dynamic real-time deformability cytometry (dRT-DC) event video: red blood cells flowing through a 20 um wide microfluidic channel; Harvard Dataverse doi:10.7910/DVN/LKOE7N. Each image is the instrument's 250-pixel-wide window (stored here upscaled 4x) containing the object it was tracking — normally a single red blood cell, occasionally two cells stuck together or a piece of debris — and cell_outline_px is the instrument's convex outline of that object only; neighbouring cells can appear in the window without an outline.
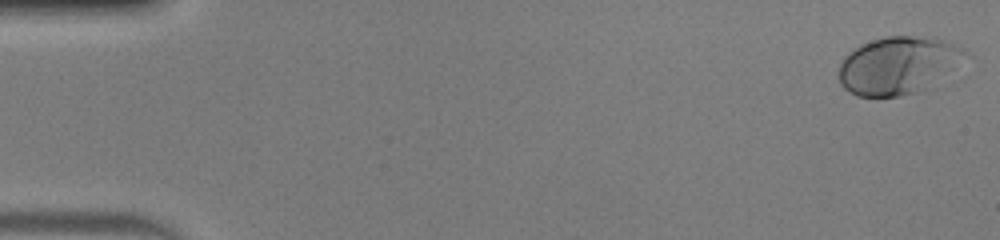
{"species": "human", "species_latin": "Homo sapiens", "temperature_condition": "warm", "stored_images_in_passage": 50, "camera_frame_rate_fps": 3000, "um_per_image_px": 0.085, "donor": {"sex": "male"}, "frame": {"image": 1, "passage_image": 1, "time_ms": 0.0, "image_size_px": [1000, 240], "cell_outline_px": [[972, 56], [936, 88], [900, 96], [856, 96], [844, 88], [840, 84], [840, 64], [844, 56], [848, 52], [860, 44], [884, 36], [936, 36], [964, 48]], "centroid_in_image_um": [76.5, 5.56], "position_along_channel_um": 8.5, "area_um2": 44.22}}
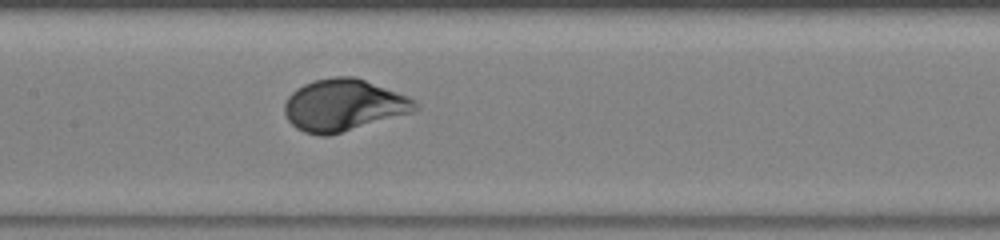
{"frame": {"image": 2, "passage_image": 25, "time_ms": 8.0, "image_size_px": [1000, 240], "cell_outline_px": [[420, 108], [412, 112], [328, 136], [320, 136], [304, 132], [296, 128], [288, 120], [284, 112], [284, 104], [288, 96], [296, 88], [312, 80], [332, 76], [352, 76], [364, 80], [408, 96], [416, 100]], "centroid_in_image_um": [29.18, 8.93], "position_along_channel_um": 178.2, "area_um2": 39.42}}
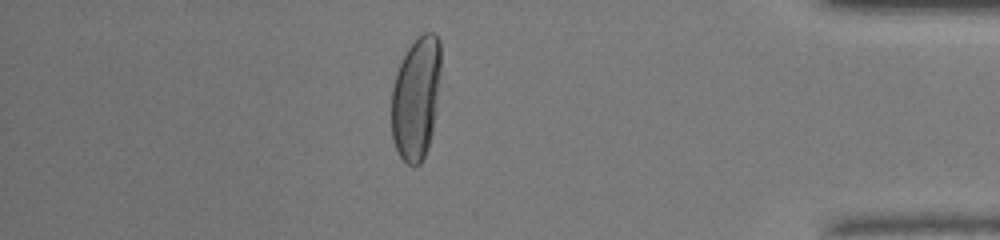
{"frame": {"image": 3, "passage_image": 44, "time_ms": 14.333, "image_size_px": [1000, 240], "cell_outline_px": [[440, 84], [436, 112], [432, 132], [428, 148], [420, 164], [412, 168], [400, 156], [392, 140], [392, 88], [396, 72], [408, 48], [424, 32], [436, 32], [440, 40]], "centroid_in_image_um": [35.38, 8.35], "position_along_channel_um": 399.8, "area_um2": 35.66}}